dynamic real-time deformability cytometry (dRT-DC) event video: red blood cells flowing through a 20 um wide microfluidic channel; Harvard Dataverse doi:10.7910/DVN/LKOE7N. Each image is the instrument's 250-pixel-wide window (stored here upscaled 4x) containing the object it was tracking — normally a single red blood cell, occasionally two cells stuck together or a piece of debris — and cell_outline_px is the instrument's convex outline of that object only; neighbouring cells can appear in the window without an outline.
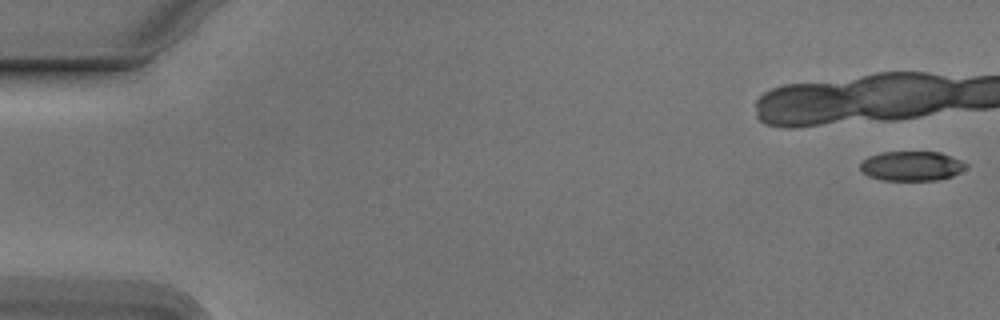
{"species": "Egyptian fruit bat (a non-hibernating species)", "species_latin": "Rousettus aegyptiacus", "temperature_condition": "cold", "stored_images_in_passage": 20, "camera_frame_rate_fps": 3000, "um_per_image_px": 0.085, "animal": {"sex": "male"}, "frame": {"image": 1, "passage_image": 1, "time_ms": 0.0, "image_size_px": [1000, 320], "cell_outline_px": [[968, 164], [960, 172], [952, 176], [936, 180], [880, 180], [868, 176], [860, 168], [860, 164], [868, 156], [880, 152], [940, 152], [960, 160]], "centroid_in_image_um": [77.47, 14.11], "position_along_channel_um": 7.5, "area_um2": 18.15}}